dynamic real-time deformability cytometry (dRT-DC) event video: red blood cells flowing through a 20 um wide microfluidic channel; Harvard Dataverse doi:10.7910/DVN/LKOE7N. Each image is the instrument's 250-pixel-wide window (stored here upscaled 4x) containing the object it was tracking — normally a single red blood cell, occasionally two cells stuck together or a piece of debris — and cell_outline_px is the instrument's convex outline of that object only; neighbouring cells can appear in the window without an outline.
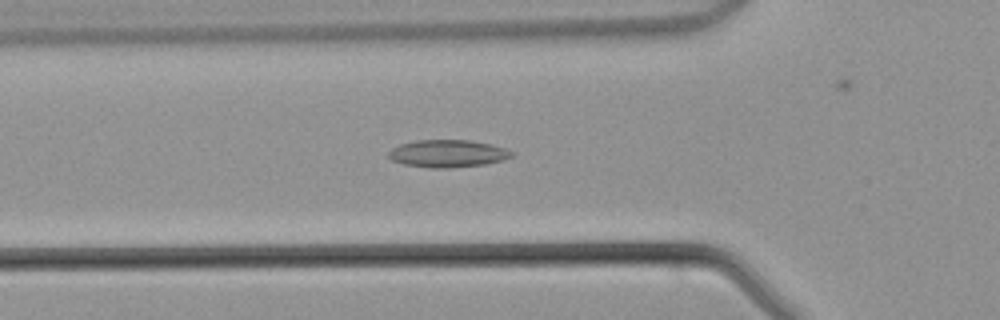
{"species": "common noctule bat (a hibernating species)", "species_latin": "Nyctalus noctula", "temperature_condition": "warm", "stored_images_in_passage": 36, "camera_frame_rate_fps": 3000, "um_per_image_px": 0.085, "animal": {"sex": "male", "body_mass_g": 21.5, "forearm_length_mm": 52.0}, "frame": {"image": 1, "passage_image": 5, "time_ms": 1.333, "image_size_px": [1000, 320], "cell_outline_px": [[516, 152], [512, 156], [504, 160], [484, 164], [448, 168], [428, 168], [404, 164], [392, 160], [388, 156], [388, 152], [392, 148], [400, 144], [416, 140], [472, 140], [492, 144]], "centroid_in_image_um": [38.07, 13.05], "position_along_channel_um": 87.7, "area_um2": 19.83}}
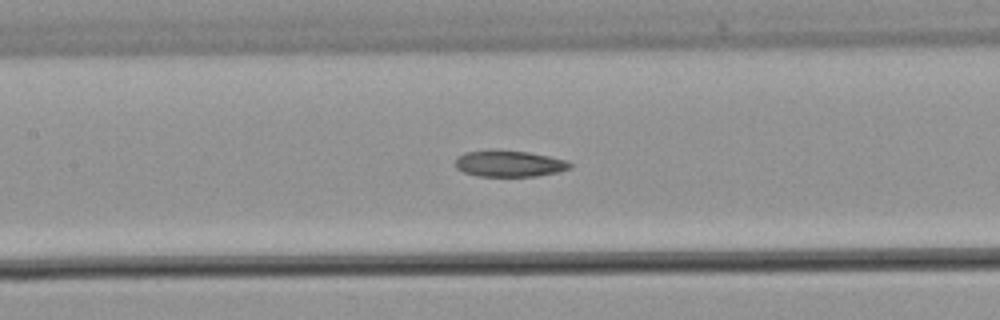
{"frame": {"image": 2, "passage_image": 10, "time_ms": 3.0, "image_size_px": [1000, 320], "cell_outline_px": [[572, 168], [556, 172], [536, 176], [480, 176], [464, 172], [456, 168], [456, 160], [464, 152], [496, 148], [500, 148], [528, 152], [568, 160], [572, 164]], "centroid_in_image_um": [43.29, 13.88], "position_along_channel_um": 164.1, "area_um2": 17.86}}
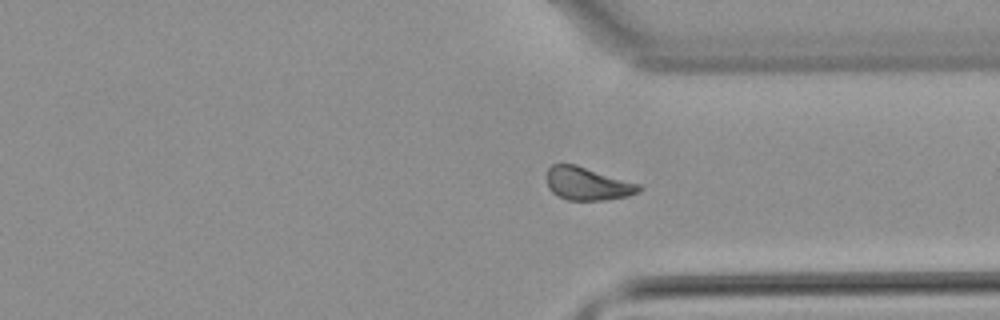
{"frame": {"image": 3, "passage_image": 23, "time_ms": 7.333, "image_size_px": [1000, 320], "cell_outline_px": [[644, 188], [640, 192], [628, 196], [604, 200], [568, 200], [556, 196], [548, 188], [548, 168], [552, 164], [576, 164], [640, 184]], "centroid_in_image_um": [49.96, 15.62], "position_along_channel_um": 361.4, "area_um2": 17.86}}